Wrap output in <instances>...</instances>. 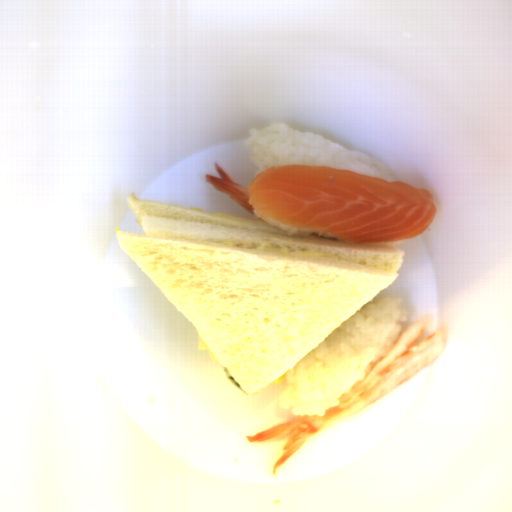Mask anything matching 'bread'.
Here are the masks:
<instances>
[{
    "label": "bread",
    "mask_w": 512,
    "mask_h": 512,
    "mask_svg": "<svg viewBox=\"0 0 512 512\" xmlns=\"http://www.w3.org/2000/svg\"><path fill=\"white\" fill-rule=\"evenodd\" d=\"M127 203L143 234L116 228L117 245L245 393L274 383L364 308L406 257L135 192Z\"/></svg>",
    "instance_id": "bread-1"
}]
</instances>
